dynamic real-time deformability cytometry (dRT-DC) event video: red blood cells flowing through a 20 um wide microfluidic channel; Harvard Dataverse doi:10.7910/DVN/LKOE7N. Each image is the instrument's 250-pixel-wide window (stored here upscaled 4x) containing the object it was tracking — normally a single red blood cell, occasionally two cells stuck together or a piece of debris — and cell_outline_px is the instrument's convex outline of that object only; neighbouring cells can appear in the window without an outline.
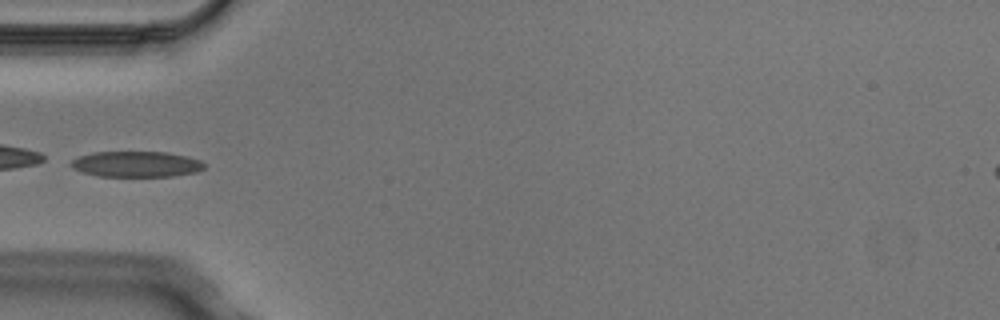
{"species": "Egyptian fruit bat (a non-hibernating species)", "species_latin": "Rousettus aegyptiacus", "temperature_condition": "cold", "stored_images_in_passage": 5, "camera_frame_rate_fps": 3000, "um_per_image_px": 0.085, "animal": {"sex": "male"}, "frame": {"image": 1, "passage_image": 5, "time_ms": 1.333, "image_size_px": [1000, 320], "cell_outline_px": [[204, 168], [196, 172], [172, 176], [100, 176], [84, 172], [72, 168], [68, 164], [72, 160], [80, 156], [92, 152], [168, 152], [188, 156], [200, 160], [204, 164]], "centroid_in_image_um": [11.59, 13.94], "position_along_channel_um": 73.4, "area_um2": 19.94}}